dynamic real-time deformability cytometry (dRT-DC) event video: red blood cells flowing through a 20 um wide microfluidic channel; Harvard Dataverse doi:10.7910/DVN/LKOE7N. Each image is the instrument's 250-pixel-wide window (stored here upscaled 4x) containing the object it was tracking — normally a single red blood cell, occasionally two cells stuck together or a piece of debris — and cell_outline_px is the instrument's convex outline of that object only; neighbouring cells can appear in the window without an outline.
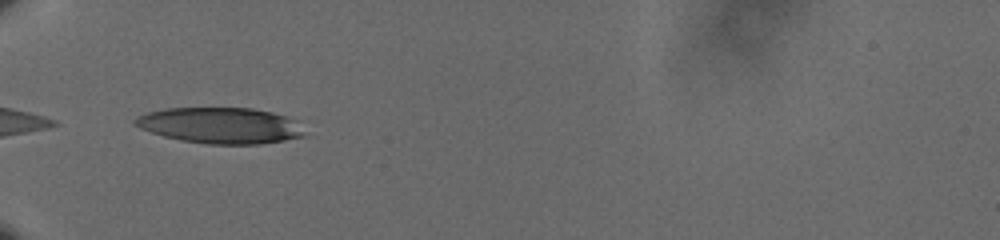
{"species": "human", "species_latin": "Homo sapiens", "temperature_condition": "cold", "stored_images_in_passage": 36, "camera_frame_rate_fps": 3000, "um_per_image_px": 0.085, "donor": {"sex": "male"}, "frame": {"image": 1, "passage_image": 1, "time_ms": 0.0, "image_size_px": [1000, 240], "cell_outline_px": [[308, 136], [260, 144], [208, 144], [180, 140], [164, 136], [140, 128], [132, 124], [132, 120], [136, 116], [148, 112], [164, 108], [252, 108], [272, 112], [296, 120]], "centroid_in_image_um": [18.73, 10.66], "position_along_channel_um": 66.3, "area_um2": 35.72}}
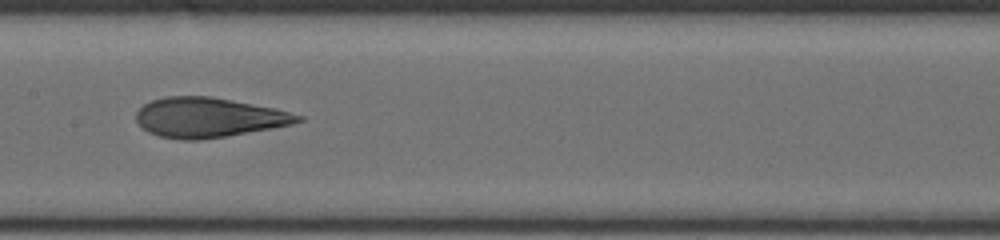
{"frame": {"image": 2, "passage_image": 12, "time_ms": 3.667, "image_size_px": [1000, 240], "cell_outline_px": [[304, 120], [292, 124], [272, 128], [200, 140], [180, 140], [160, 136], [148, 132], [136, 120], [136, 112], [144, 104], [152, 100], [164, 96], [212, 96], [276, 108], [304, 116]], "centroid_in_image_um": [17.74, 9.97], "position_along_channel_um": 189.7, "area_um2": 37.45}}
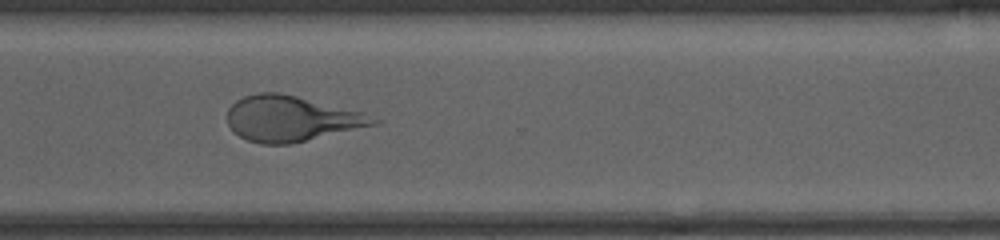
{"frame": {"image": 3, "passage_image": 25, "time_ms": 8.0, "image_size_px": [1000, 240], "cell_outline_px": [[380, 124], [292, 144], [260, 144], [248, 140], [232, 132], [228, 124], [228, 108], [236, 100], [244, 96], [260, 92], [276, 92], [296, 96], [360, 112], [380, 120]], "centroid_in_image_um": [24.72, 10.1], "position_along_channel_um": 345.9, "area_um2": 38.61}, "authors_computed_cell_mechanics": {"area_um2": 37.6856, "velocity_mm_per_s": 3.6234, "shape_relaxation_time_tau1_ms": 5.719, "shape_relaxation_time_tau2_ms": 1.4382, "deformation_change_tau1": 0.1912, "deformation_change_tau2": 0.0996}}